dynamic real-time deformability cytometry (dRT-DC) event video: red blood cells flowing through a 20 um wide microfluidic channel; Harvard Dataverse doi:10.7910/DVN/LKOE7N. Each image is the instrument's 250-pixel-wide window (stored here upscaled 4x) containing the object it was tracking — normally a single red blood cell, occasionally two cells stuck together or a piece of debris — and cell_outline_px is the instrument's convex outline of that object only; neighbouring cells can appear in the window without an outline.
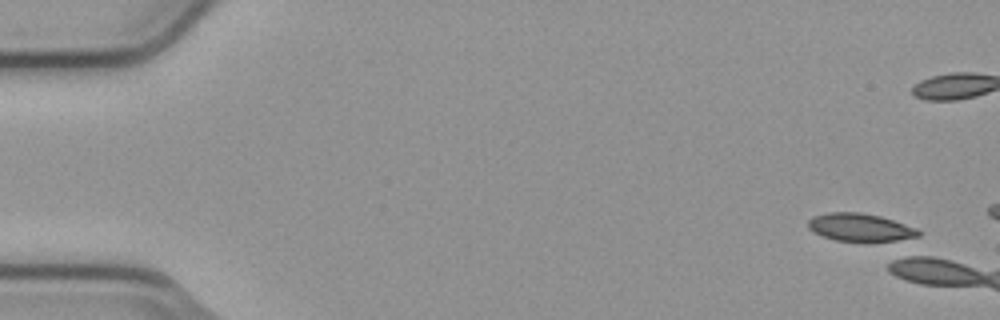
{"species": "common noctule bat (a hibernating species)", "species_latin": "Nyctalus noctula", "temperature_condition": "cold", "stored_images_in_passage": 2, "camera_frame_rate_fps": 3000, "um_per_image_px": 0.085, "animal": {"sex": "male", "body_mass_g": 23.1, "forearm_length_mm": 52.7}, "frame": {"image": 1, "passage_image": 1, "time_ms": 0.0, "image_size_px": [1000, 320], "cell_outline_px": [[920, 236], [912, 240], [868, 244], [836, 240], [824, 236], [808, 228], [808, 220], [812, 216], [828, 212], [860, 212], [880, 216], [916, 228], [920, 232]], "centroid_in_image_um": [73.2, 19.38], "position_along_channel_um": 11.8, "area_um2": 18.73}}